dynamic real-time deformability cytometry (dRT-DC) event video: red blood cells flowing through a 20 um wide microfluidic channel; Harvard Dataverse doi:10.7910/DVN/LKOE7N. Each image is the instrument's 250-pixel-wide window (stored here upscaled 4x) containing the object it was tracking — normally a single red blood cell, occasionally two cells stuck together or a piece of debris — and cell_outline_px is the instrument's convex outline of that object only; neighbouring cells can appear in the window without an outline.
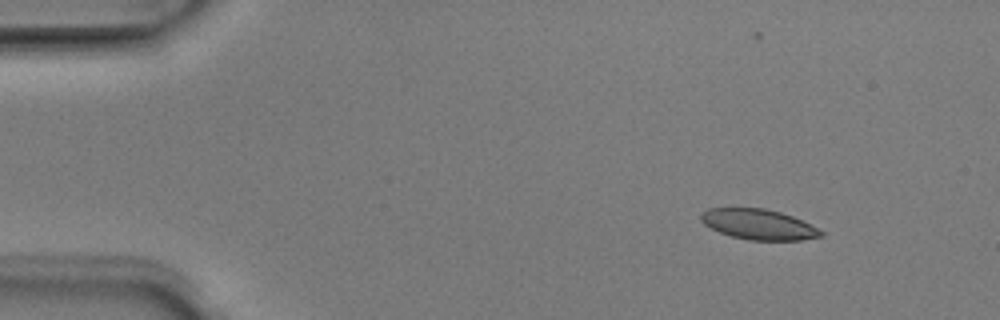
{"species": "Egyptian fruit bat (a non-hibernating species)", "species_latin": "Rousettus aegyptiacus", "temperature_condition": "room temperature", "stored_images_in_passage": 14, "camera_frame_rate_fps": 3000, "um_per_image_px": 0.085, "animal": {"sex": "male"}, "frame": {"image": 1, "passage_image": 5, "time_ms": 1.333, "image_size_px": [1000, 320], "cell_outline_px": [[824, 236], [800, 240], [748, 240], [732, 236], [720, 232], [704, 224], [700, 220], [700, 212], [708, 208], [764, 208], [780, 212], [792, 216], [824, 232]], "centroid_in_image_um": [64.44, 19.07], "position_along_channel_um": 20.6, "area_um2": 21.1}}